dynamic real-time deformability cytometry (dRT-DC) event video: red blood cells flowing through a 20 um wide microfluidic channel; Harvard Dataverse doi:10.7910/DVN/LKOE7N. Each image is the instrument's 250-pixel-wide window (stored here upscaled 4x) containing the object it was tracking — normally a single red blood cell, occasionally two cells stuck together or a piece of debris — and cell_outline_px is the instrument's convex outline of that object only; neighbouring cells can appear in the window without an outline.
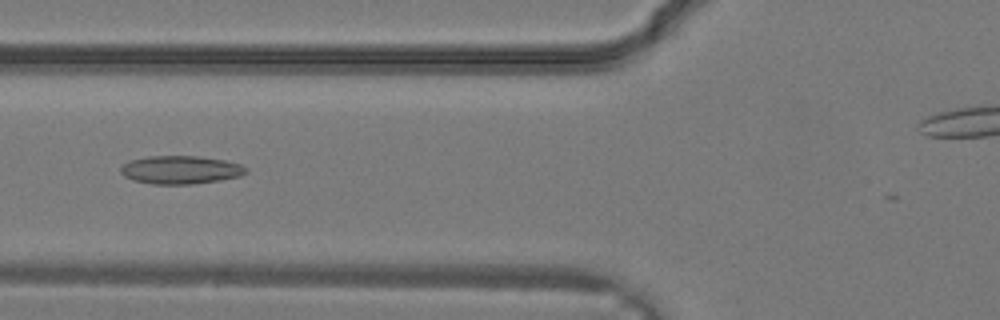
{"species": "common noctule bat (a hibernating species)", "species_latin": "Nyctalus noctula", "temperature_condition": "warm", "stored_images_in_passage": 28, "camera_frame_rate_fps": 3000, "um_per_image_px": 0.085, "animal": {"sex": "male", "body_mass_g": 19.2, "forearm_length_mm": 51.8}, "frame": {"image": 1, "passage_image": 12, "time_ms": 3.667, "image_size_px": [1000, 320], "cell_outline_px": [[248, 172], [240, 176], [220, 180], [192, 184], [152, 184], [132, 180], [124, 176], [120, 172], [120, 168], [128, 160], [148, 156], [196, 156], [224, 160], [240, 164], [248, 168]], "centroid_in_image_um": [15.33, 14.43], "position_along_channel_um": 110.5, "area_um2": 20.69}}
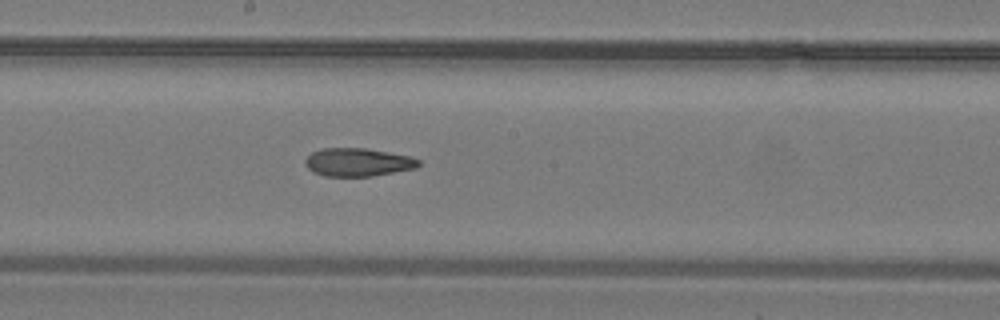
{"frame": {"image": 2, "passage_image": 17, "time_ms": 5.333, "image_size_px": [1000, 320], "cell_outline_px": [[420, 164], [416, 168], [372, 176], [324, 176], [312, 172], [304, 164], [304, 160], [312, 152], [320, 148], [364, 148], [412, 156], [420, 160]], "centroid_in_image_um": [30.4, 13.78], "position_along_channel_um": 217.8, "area_um2": 18.73}}
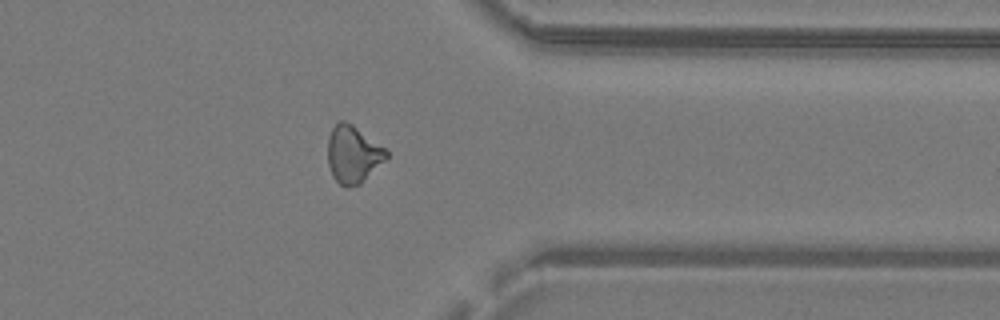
{"frame": {"image": 3, "passage_image": 25, "time_ms": 8.0, "image_size_px": [1000, 320], "cell_outline_px": [[388, 156], [360, 184], [340, 184], [332, 176], [328, 164], [328, 136], [332, 128], [340, 120], [344, 120], [352, 124], [384, 148], [388, 152]], "centroid_in_image_um": [29.98, 13.08], "position_along_channel_um": 381.4, "area_um2": 19.02}}